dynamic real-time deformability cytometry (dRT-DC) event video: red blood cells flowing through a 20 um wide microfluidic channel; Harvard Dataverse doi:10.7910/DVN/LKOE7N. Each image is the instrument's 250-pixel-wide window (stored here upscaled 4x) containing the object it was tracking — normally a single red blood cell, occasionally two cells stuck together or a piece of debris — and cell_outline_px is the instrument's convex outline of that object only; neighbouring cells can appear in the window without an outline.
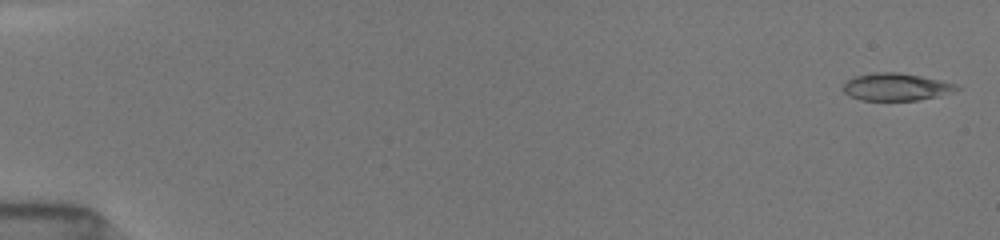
{"species": "common noctule bat (a hibernating species)", "species_latin": "Nyctalus noctula", "temperature_condition": "room temperature", "stored_images_in_passage": 12, "camera_frame_rate_fps": 3000, "um_per_image_px": 0.085, "animal": {"sex": "female", "body_mass_g": 19.5, "forearm_length_mm": 54.1}, "frame": {"image": 1, "passage_image": 1, "time_ms": 0.0, "image_size_px": [1000, 240], "cell_outline_px": [[960, 88], [952, 92], [936, 96], [916, 100], [860, 100], [848, 96], [844, 92], [844, 84], [852, 76], [872, 72], [896, 72], [920, 76], [940, 80], [956, 84]], "centroid_in_image_um": [76.11, 7.38], "position_along_channel_um": 8.9, "area_um2": 18.03}}
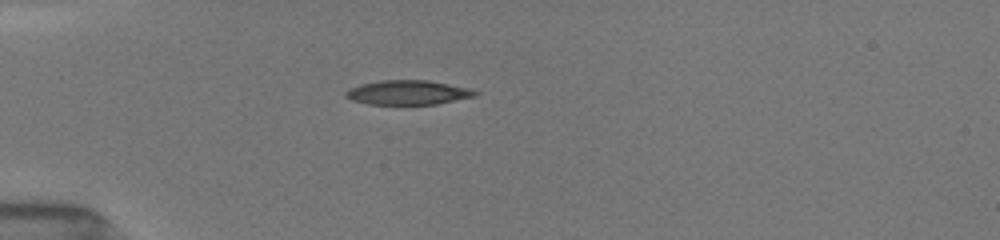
{"frame": {"image": 2, "passage_image": 9, "time_ms": 4.667, "image_size_px": [1000, 240], "cell_outline_px": [[480, 92], [476, 96], [436, 104], [368, 104], [352, 100], [344, 96], [344, 92], [348, 88], [360, 84], [380, 80], [428, 80], [468, 88]], "centroid_in_image_um": [34.64, 7.86], "position_along_channel_um": 50.4, "area_um2": 18.44}}
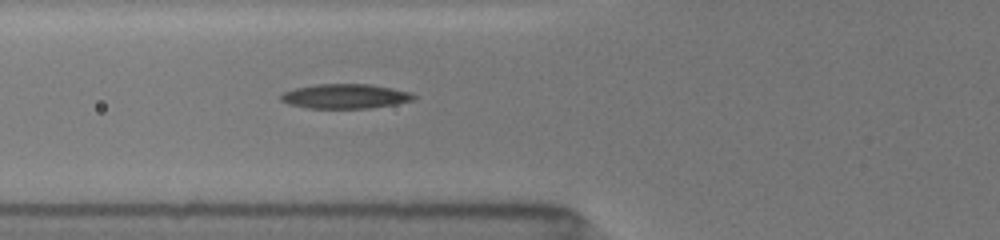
{"frame": {"image": 3, "passage_image": 12, "time_ms": 6.333, "image_size_px": [1000, 240], "cell_outline_px": [[416, 96], [412, 100], [396, 104], [372, 108], [308, 108], [288, 104], [280, 100], [280, 96], [284, 92], [296, 88], [316, 84], [372, 84], [392, 88], [408, 92]], "centroid_in_image_um": [29.33, 8.18], "position_along_channel_um": 96.5, "area_um2": 18.96}}